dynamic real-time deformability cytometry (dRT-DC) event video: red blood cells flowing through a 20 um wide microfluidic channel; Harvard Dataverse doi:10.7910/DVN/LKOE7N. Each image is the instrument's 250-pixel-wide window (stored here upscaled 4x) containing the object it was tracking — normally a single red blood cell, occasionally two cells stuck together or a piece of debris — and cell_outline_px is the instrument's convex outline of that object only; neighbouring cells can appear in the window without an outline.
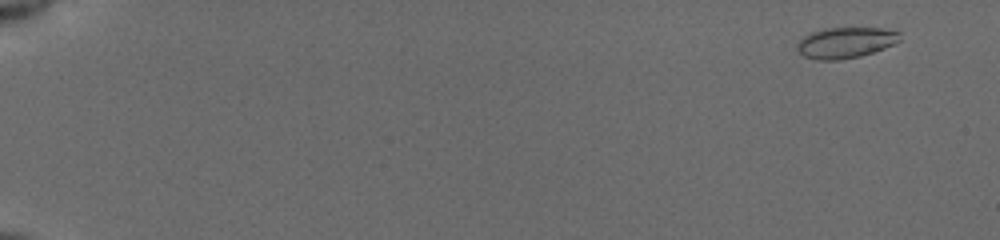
{"species": "common noctule bat (a hibernating species)", "species_latin": "Nyctalus noctula", "temperature_condition": "cold", "stored_images_in_passage": 56, "camera_frame_rate_fps": 3000, "um_per_image_px": 0.085, "animal": {"sex": "female", "body_mass_g": 19.5, "forearm_length_mm": 54.1}, "frame": {"image": 1, "passage_image": 5, "time_ms": 1.333, "image_size_px": [1000, 240], "cell_outline_px": [[900, 40], [884, 48], [860, 56], [840, 60], [816, 60], [804, 56], [796, 48], [796, 44], [804, 36], [812, 32], [824, 28], [880, 28], [900, 32]], "centroid_in_image_um": [71.85, 3.63], "position_along_channel_um": 13.2, "area_um2": 18.38}}
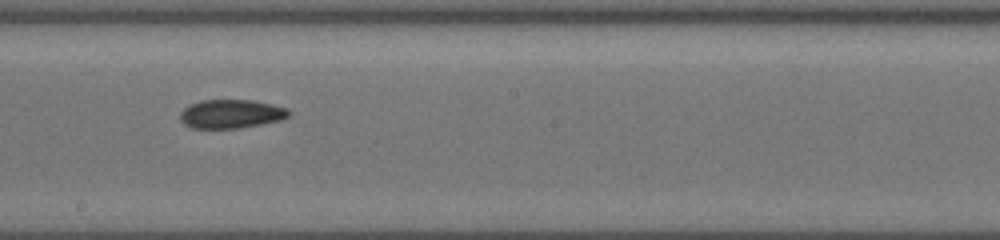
{"frame": {"image": 2, "passage_image": 35, "time_ms": 11.333, "image_size_px": [1000, 240], "cell_outline_px": [[292, 112], [288, 116], [280, 120], [240, 128], [192, 128], [184, 124], [180, 120], [180, 112], [188, 104], [200, 100], [252, 100], [272, 104], [288, 108]], "centroid_in_image_um": [19.63, 9.67], "position_along_channel_um": 228.6, "area_um2": 18.32}}
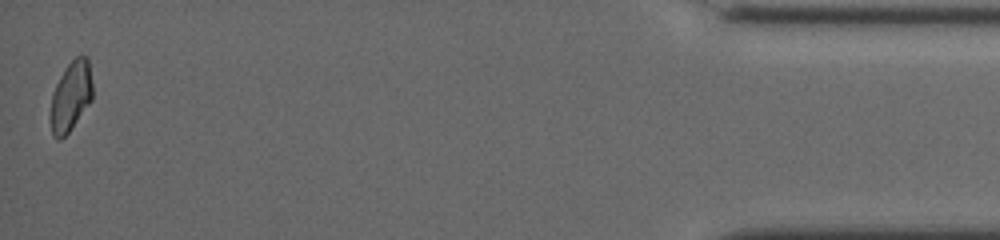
{"frame": {"image": 3, "passage_image": 56, "time_ms": 18.333, "image_size_px": [1000, 240], "cell_outline_px": [[92, 100], [68, 132], [60, 140], [56, 140], [52, 136], [52, 92], [60, 76], [68, 64], [76, 56], [88, 56], [92, 84]], "centroid_in_image_um": [6.04, 8.16], "position_along_channel_um": 429.2, "area_um2": 16.76}, "authors_computed_cell_mechanics": {"area_um2": 18.2937, "velocity_mm_per_s": 3.9214, "shape_relaxation_time_tau1_ms": null, "shape_relaxation_time_tau2_ms": 3.5054, "deformation_change_tau1": null, "deformation_change_tau2": 0.0823}}